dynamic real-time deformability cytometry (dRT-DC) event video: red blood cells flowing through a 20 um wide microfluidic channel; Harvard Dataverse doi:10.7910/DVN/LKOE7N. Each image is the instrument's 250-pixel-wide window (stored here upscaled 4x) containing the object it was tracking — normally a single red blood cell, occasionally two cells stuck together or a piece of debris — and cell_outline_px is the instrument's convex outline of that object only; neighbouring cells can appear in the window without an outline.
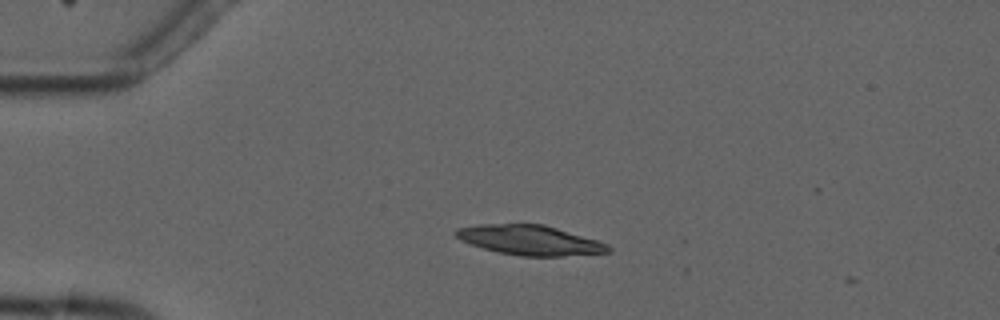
{"species": "common noctule bat (a hibernating species)", "species_latin": "Nyctalus noctula", "temperature_condition": "cold", "stored_images_in_passage": 2, "camera_frame_rate_fps": 3000, "um_per_image_px": 0.085, "animal": {"sex": "male", "forearm_length_mm": 52.5}, "frame": {"image": 1, "passage_image": 1, "time_ms": 0.0, "image_size_px": [1000, 320], "cell_outline_px": [[612, 252], [560, 256], [520, 256], [500, 252], [484, 248], [460, 240], [452, 232], [456, 228], [476, 224], [544, 224], [596, 240], [608, 244], [612, 248]], "centroid_in_image_um": [45.02, 20.4], "position_along_channel_um": 40.0, "area_um2": 26.36}}